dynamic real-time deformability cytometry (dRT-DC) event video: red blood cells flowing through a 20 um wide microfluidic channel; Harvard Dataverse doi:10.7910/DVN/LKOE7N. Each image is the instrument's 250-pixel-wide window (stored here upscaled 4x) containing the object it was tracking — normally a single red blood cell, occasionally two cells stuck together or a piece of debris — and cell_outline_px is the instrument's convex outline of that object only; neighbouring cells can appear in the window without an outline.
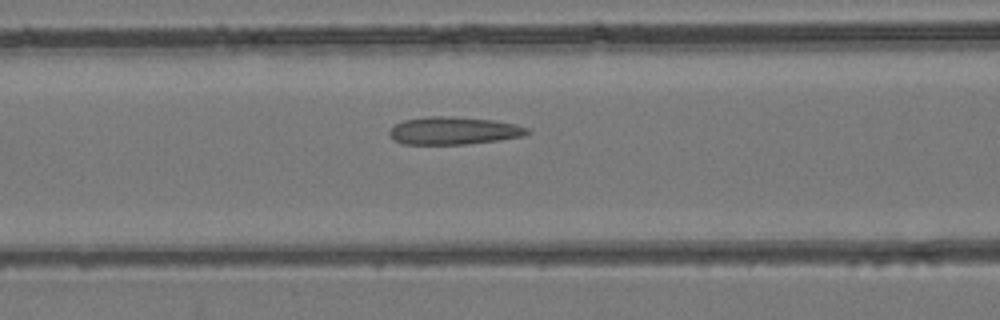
{"species": "common noctule bat (a hibernating species)", "species_latin": "Nyctalus noctula", "temperature_condition": "room temperature", "stored_images_in_passage": 48, "camera_frame_rate_fps": 3000, "um_per_image_px": 0.085, "animal": {"sex": "female", "body_mass_g": 24.6, "forearm_length_mm": 56.2}, "frame": {"image": 1, "passage_image": 19, "time_ms": 6.0, "image_size_px": [1000, 320], "cell_outline_px": [[532, 132], [524, 136], [500, 140], [468, 144], [404, 144], [388, 136], [388, 132], [396, 124], [404, 120], [428, 116], [452, 116], [496, 120], [516, 124], [528, 128]], "centroid_in_image_um": [38.61, 11.1], "position_along_channel_um": 128.0, "area_um2": 22.43}}
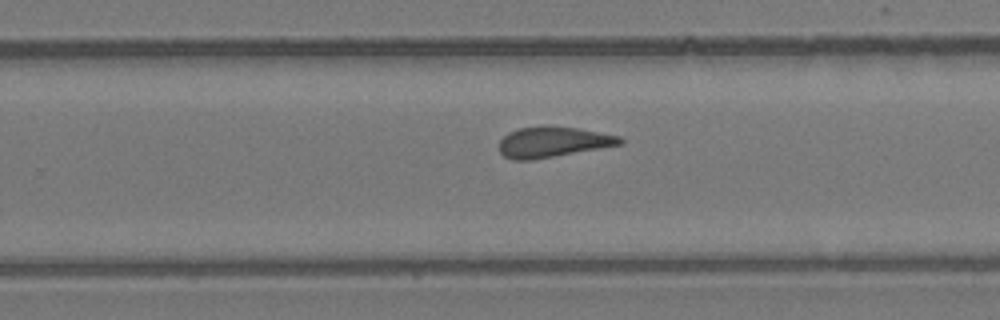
{"frame": {"image": 2, "passage_image": 30, "time_ms": 9.667, "image_size_px": [1000, 320], "cell_outline_px": [[624, 144], [532, 160], [512, 160], [504, 156], [500, 152], [500, 140], [508, 132], [520, 128], [544, 124], [576, 128], [620, 136], [624, 140]], "centroid_in_image_um": [46.99, 12.06], "position_along_channel_um": 282.8, "area_um2": 21.68}}
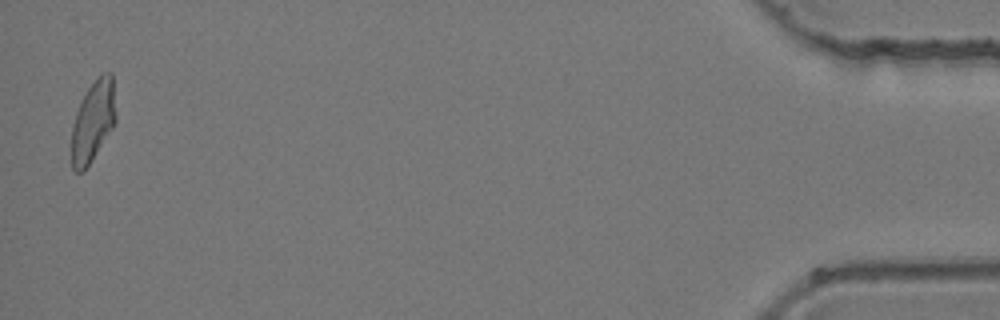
{"frame": {"image": 3, "passage_image": 47, "time_ms": 15.333, "image_size_px": [1000, 320], "cell_outline_px": [[116, 124], [84, 172], [76, 172], [72, 168], [72, 128], [76, 112], [80, 100], [88, 88], [104, 72], [112, 72], [116, 116]], "centroid_in_image_um": [7.92, 10.33], "position_along_channel_um": 427.3, "area_um2": 20.98}}